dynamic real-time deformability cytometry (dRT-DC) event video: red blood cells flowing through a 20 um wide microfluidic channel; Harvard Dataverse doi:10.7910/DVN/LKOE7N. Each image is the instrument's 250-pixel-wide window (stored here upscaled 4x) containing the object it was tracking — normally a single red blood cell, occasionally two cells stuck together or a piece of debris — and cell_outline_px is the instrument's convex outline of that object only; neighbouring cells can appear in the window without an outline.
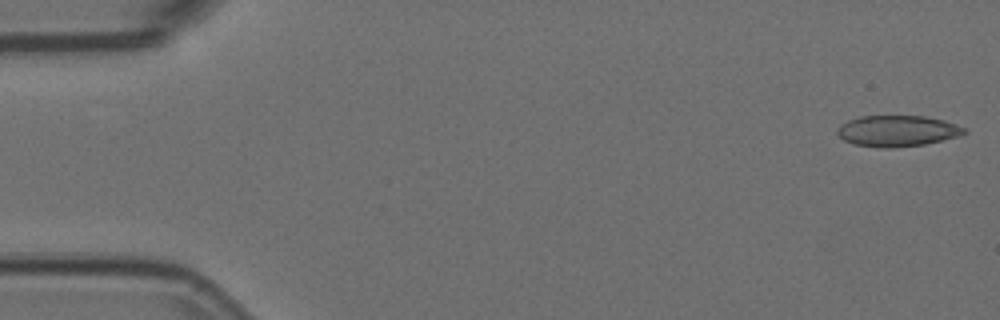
{"species": "Egyptian fruit bat (a non-hibernating species)", "species_latin": "Rousettus aegyptiacus", "temperature_condition": "room temperature", "stored_images_in_passage": 53, "camera_frame_rate_fps": 3000, "um_per_image_px": 0.085, "animal": {"sex": "female"}, "frame": {"image": 1, "passage_image": 1, "time_ms": 0.0, "image_size_px": [1000, 320], "cell_outline_px": [[968, 132], [956, 136], [924, 144], [888, 148], [880, 148], [856, 144], [844, 140], [836, 132], [836, 128], [840, 124], [848, 120], [860, 116], [924, 116], [944, 120], [956, 124], [964, 128]], "centroid_in_image_um": [76.23, 11.12], "position_along_channel_um": 8.8, "area_um2": 22.77}}
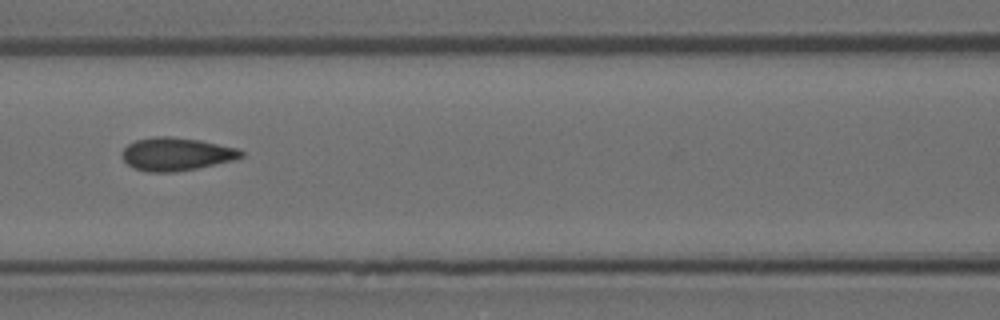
{"frame": {"image": 2, "passage_image": 23, "time_ms": 7.333, "image_size_px": [1000, 320], "cell_outline_px": [[244, 156], [232, 160], [196, 168], [172, 172], [148, 172], [132, 168], [124, 160], [124, 148], [128, 144], [136, 140], [152, 136], [172, 136], [200, 140], [236, 148], [244, 152]], "centroid_in_image_um": [14.97, 13.09], "position_along_channel_um": 151.6, "area_um2": 22.72}}
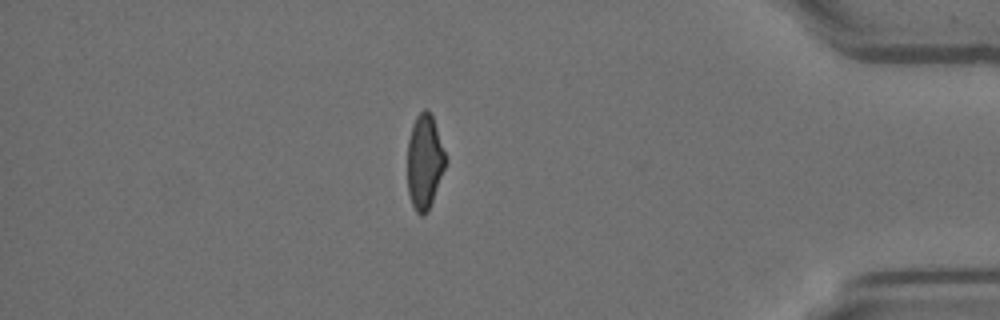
{"frame": {"image": 3, "passage_image": 46, "time_ms": 15.0, "image_size_px": [1000, 320], "cell_outline_px": [[448, 160], [428, 212], [424, 216], [420, 216], [416, 212], [412, 204], [408, 192], [408, 140], [412, 124], [416, 116], [424, 108], [428, 108], [432, 112]], "centroid_in_image_um": [36.11, 13.71], "position_along_channel_um": 399.1, "area_um2": 21.44}, "authors_computed_cell_mechanics": {"area_um2": 22.6576, "velocity_mm_per_s": 3.7426, "shape_relaxation_time_tau1_ms": null, "shape_relaxation_time_tau2_ms": 1.281, "deformation_change_tau1": null, "deformation_change_tau2": 0.0643}}